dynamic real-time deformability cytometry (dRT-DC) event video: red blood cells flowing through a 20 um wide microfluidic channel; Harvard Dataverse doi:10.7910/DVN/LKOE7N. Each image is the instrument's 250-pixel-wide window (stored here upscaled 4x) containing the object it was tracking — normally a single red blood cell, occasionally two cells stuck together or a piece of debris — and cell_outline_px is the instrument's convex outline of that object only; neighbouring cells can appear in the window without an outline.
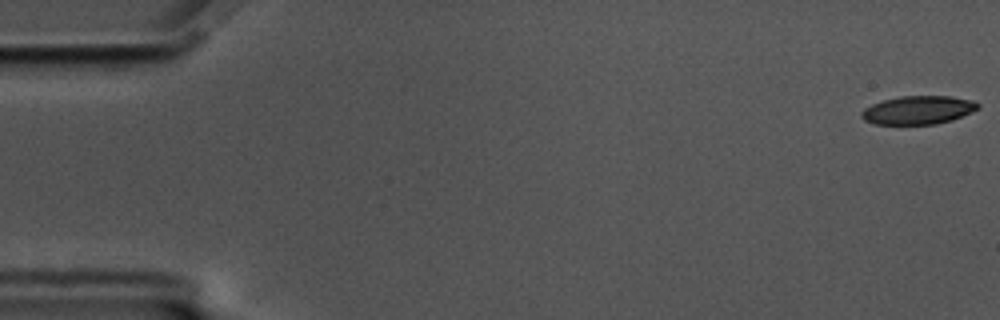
{"species": "common noctule bat (a hibernating species)", "species_latin": "Nyctalus noctula", "temperature_condition": "cold", "stored_images_in_passage": 58, "camera_frame_rate_fps": 3000, "um_per_image_px": 0.085, "animal": {"sex": "male", "body_mass_g": 17.5, "forearm_length_mm": 52.3}, "frame": {"image": 1, "passage_image": 1, "time_ms": 0.0, "image_size_px": [1000, 320], "cell_outline_px": [[980, 108], [952, 120], [936, 124], [876, 124], [864, 120], [860, 116], [860, 112], [864, 108], [872, 104], [884, 100], [900, 96], [952, 96], [972, 100], [980, 104]], "centroid_in_image_um": [78.04, 9.35], "position_along_channel_um": 7.0, "area_um2": 19.31}}
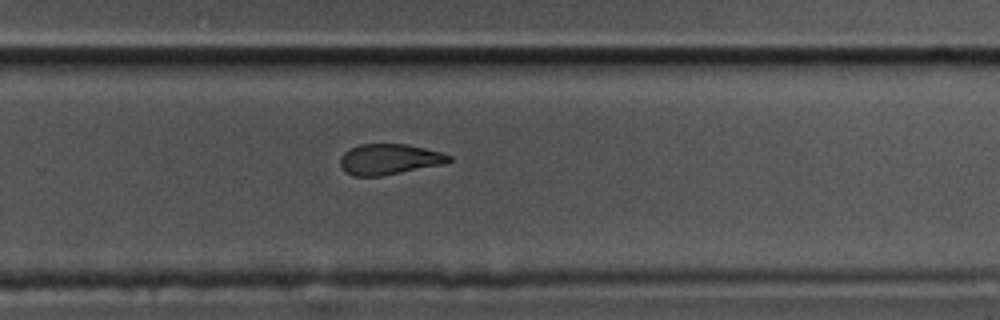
{"frame": {"image": 2, "passage_image": 38, "time_ms": 12.333, "image_size_px": [1000, 320], "cell_outline_px": [[452, 160], [440, 164], [380, 176], [352, 176], [344, 172], [340, 168], [340, 156], [344, 152], [360, 144], [404, 144], [424, 148], [440, 152], [452, 156]], "centroid_in_image_um": [33.01, 13.54], "position_along_channel_um": 296.8, "area_um2": 19.19}}
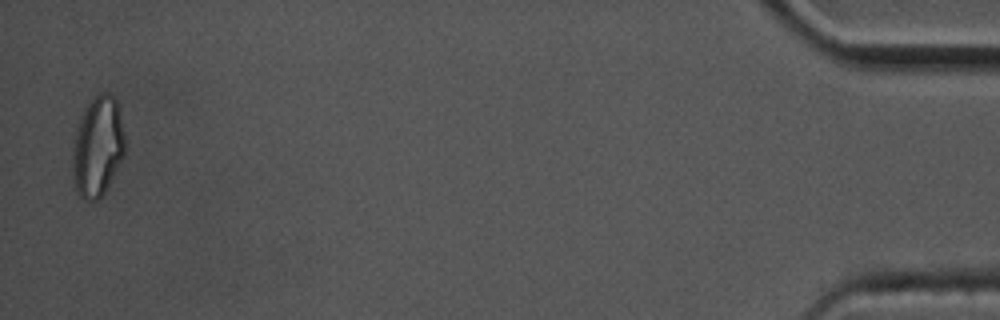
{"frame": {"image": 3, "passage_image": 57, "time_ms": 18.667, "image_size_px": [1000, 320], "cell_outline_px": [[124, 156], [104, 192], [96, 200], [84, 200], [80, 196], [76, 188], [72, 164], [72, 152], [80, 120], [88, 104], [100, 92], [108, 92], [116, 100], [120, 116], [124, 136]], "centroid_in_image_um": [8.31, 12.48], "position_along_channel_um": 426.9, "area_um2": 29.71}, "authors_computed_cell_mechanics": {"area_um2": 21.0103, "velocity_mm_per_s": 3.4873, "shape_relaxation_time_tau1_ms": null, "shape_relaxation_time_tau2_ms": 3.0913, "deformation_change_tau1": null, "deformation_change_tau2": 0.1066}}